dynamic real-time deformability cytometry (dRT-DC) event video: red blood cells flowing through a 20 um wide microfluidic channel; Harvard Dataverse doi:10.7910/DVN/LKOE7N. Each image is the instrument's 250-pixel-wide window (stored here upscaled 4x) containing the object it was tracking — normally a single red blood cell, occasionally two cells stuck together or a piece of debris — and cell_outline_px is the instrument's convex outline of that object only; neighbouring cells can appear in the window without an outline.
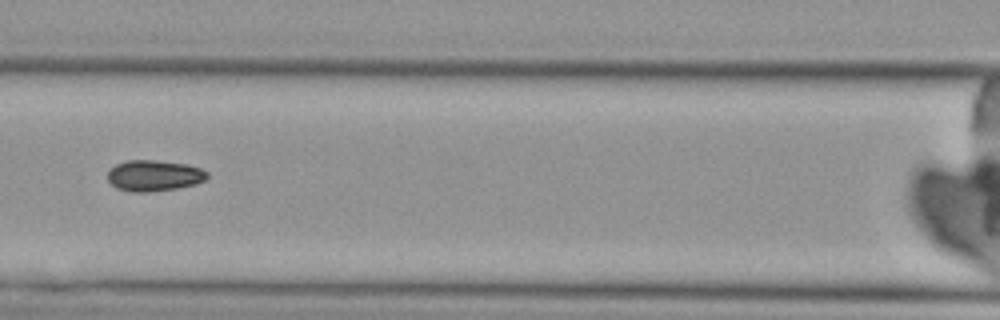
{"species": "Egyptian fruit bat (a non-hibernating species)", "species_latin": "Rousettus aegyptiacus", "temperature_condition": "cold", "stored_images_in_passage": 7, "camera_frame_rate_fps": 3000, "um_per_image_px": 0.085, "animal": {"sex": "female"}, "frame": {"image": 1, "passage_image": 7, "time_ms": 8.0, "image_size_px": [1000, 320], "cell_outline_px": [[208, 176], [204, 180], [196, 184], [176, 188], [152, 192], [132, 192], [116, 188], [108, 180], [108, 172], [116, 164], [128, 160], [152, 160], [188, 164], [200, 168], [208, 172]], "centroid_in_image_um": [13.1, 14.93], "position_along_channel_um": 153.5, "area_um2": 17.98}}